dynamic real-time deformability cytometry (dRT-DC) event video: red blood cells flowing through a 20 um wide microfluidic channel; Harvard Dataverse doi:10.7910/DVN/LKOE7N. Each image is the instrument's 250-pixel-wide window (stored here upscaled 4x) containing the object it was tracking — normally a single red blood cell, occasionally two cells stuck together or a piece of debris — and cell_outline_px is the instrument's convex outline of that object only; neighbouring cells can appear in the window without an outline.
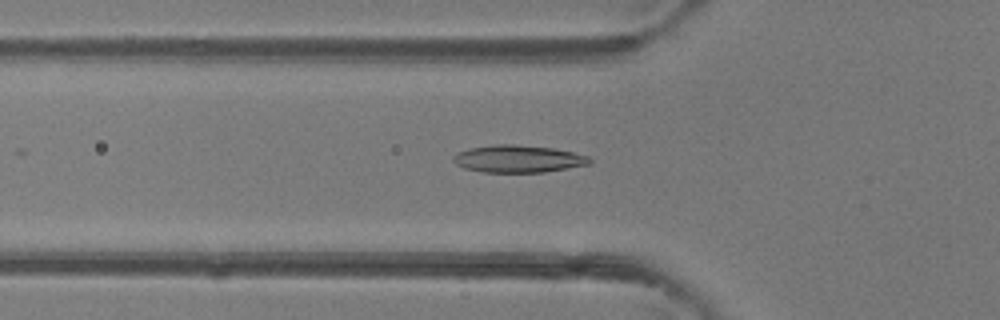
{"species": "common noctule bat (a hibernating species)", "species_latin": "Nyctalus noctula", "temperature_condition": "room temperature", "stored_images_in_passage": 48, "camera_frame_rate_fps": 3000, "um_per_image_px": 0.085, "animal": {"sex": "female"}, "frame": {"image": 1, "passage_image": 17, "time_ms": 5.333, "image_size_px": [1000, 320], "cell_outline_px": [[592, 164], [544, 172], [484, 172], [464, 168], [456, 164], [452, 160], [452, 156], [456, 152], [468, 148], [492, 144], [512, 144], [552, 148], [572, 152], [588, 156], [592, 160]], "centroid_in_image_um": [44.01, 13.5], "position_along_channel_um": 81.8, "area_um2": 21.85}}
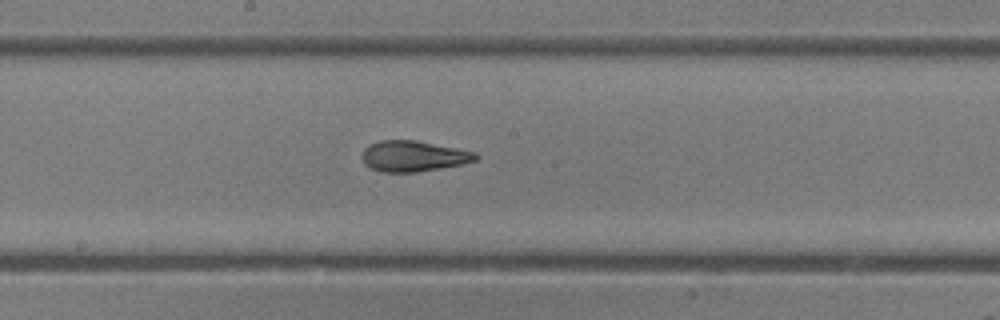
{"frame": {"image": 2, "passage_image": 26, "time_ms": 8.333, "image_size_px": [1000, 320], "cell_outline_px": [[480, 156], [476, 160], [460, 164], [440, 168], [416, 172], [380, 172], [364, 164], [360, 156], [364, 148], [368, 144], [380, 140], [416, 140], [476, 152]], "centroid_in_image_um": [35.09, 13.26], "position_along_channel_um": 213.1, "area_um2": 20.46}}
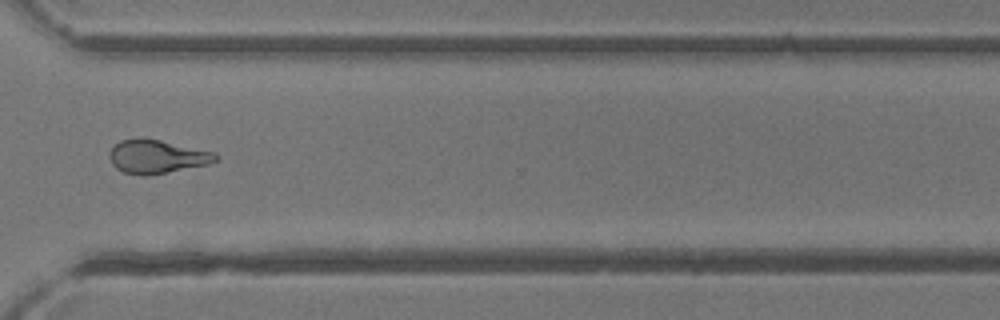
{"frame": {"image": 3, "passage_image": 36, "time_ms": 11.667, "image_size_px": [1000, 320], "cell_outline_px": [[220, 160], [208, 164], [148, 176], [140, 176], [124, 172], [116, 168], [112, 164], [108, 156], [108, 152], [120, 140], [140, 136], [160, 140], [216, 152], [220, 156]], "centroid_in_image_um": [13.34, 13.3], "position_along_channel_um": 357.3, "area_um2": 21.21}, "authors_computed_cell_mechanics": {"area_um2": 20.9525, "velocity_mm_per_s": 4.3371, "shape_relaxation_time_tau1_ms": 4.1996, "shape_relaxation_time_tau2_ms": 1.956, "deformation_change_tau1": 0.1466, "deformation_change_tau2": 0.0897}}